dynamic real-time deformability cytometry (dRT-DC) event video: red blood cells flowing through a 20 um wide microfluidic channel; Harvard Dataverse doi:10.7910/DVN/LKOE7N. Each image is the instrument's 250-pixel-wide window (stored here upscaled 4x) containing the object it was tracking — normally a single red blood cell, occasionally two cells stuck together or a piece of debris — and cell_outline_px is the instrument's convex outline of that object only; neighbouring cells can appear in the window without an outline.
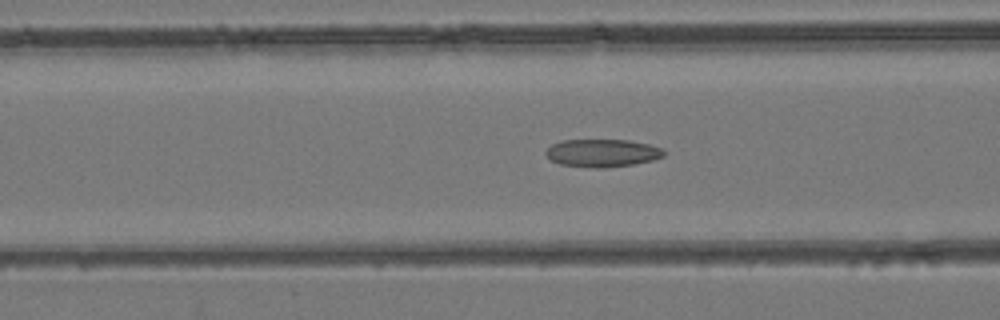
{"species": "common noctule bat (a hibernating species)", "species_latin": "Nyctalus noctula", "temperature_condition": "room temperature", "stored_images_in_passage": 50, "camera_frame_rate_fps": 3000, "um_per_image_px": 0.085, "animal": {"sex": "female", "body_mass_g": 24.6, "forearm_length_mm": 56.2}, "frame": {"image": 1, "passage_image": 20, "time_ms": 6.333, "image_size_px": [1000, 320], "cell_outline_px": [[664, 156], [652, 160], [632, 164], [604, 168], [592, 168], [560, 164], [552, 160], [544, 152], [552, 144], [564, 140], [628, 140], [648, 144], [664, 148]], "centroid_in_image_um": [51.2, 13.0], "position_along_channel_um": 115.4, "area_um2": 19.02}}
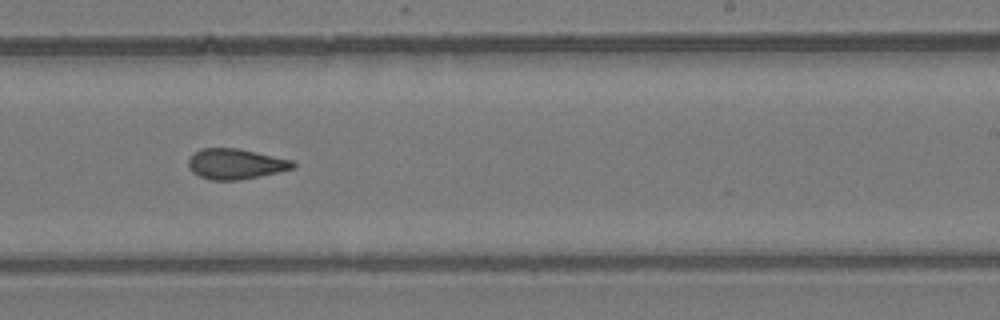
{"frame": {"image": 2, "passage_image": 31, "time_ms": 10.0, "image_size_px": [1000, 320], "cell_outline_px": [[296, 168], [260, 176], [236, 180], [212, 180], [200, 176], [192, 172], [188, 168], [188, 160], [200, 148], [236, 148], [256, 152], [292, 160], [296, 164]], "centroid_in_image_um": [20.03, 13.93], "position_along_channel_um": 269.0, "area_um2": 18.44}}
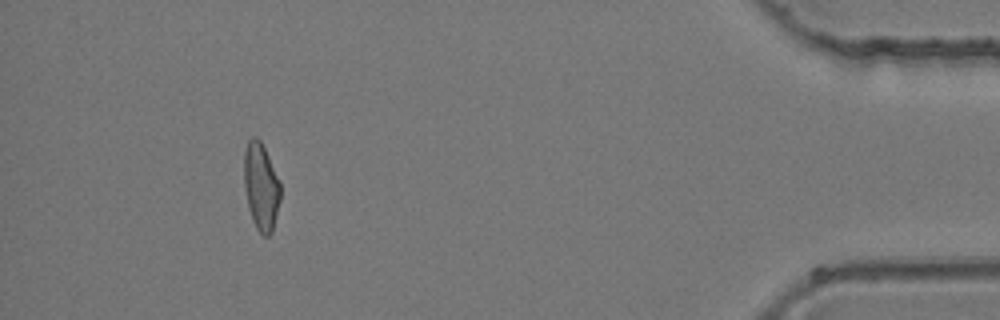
{"frame": {"image": 3, "passage_image": 46, "time_ms": 15.0, "image_size_px": [1000, 320], "cell_outline_px": [[280, 200], [272, 232], [268, 236], [264, 236], [256, 228], [252, 220], [248, 208], [244, 188], [244, 152], [248, 140], [252, 136], [256, 136], [260, 140], [280, 180]], "centroid_in_image_um": [22.18, 15.85], "position_along_channel_um": 413.0, "area_um2": 18.61}}